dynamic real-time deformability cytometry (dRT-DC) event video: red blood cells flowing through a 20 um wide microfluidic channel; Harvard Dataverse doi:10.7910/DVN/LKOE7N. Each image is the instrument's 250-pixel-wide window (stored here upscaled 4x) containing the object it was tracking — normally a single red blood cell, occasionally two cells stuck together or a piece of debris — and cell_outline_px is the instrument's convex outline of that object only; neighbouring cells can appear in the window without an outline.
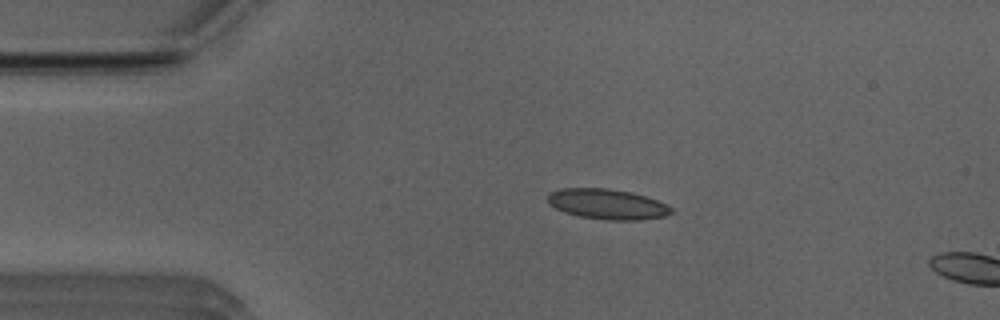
{"species": "Egyptian fruit bat (a non-hibernating species)", "species_latin": "Rousettus aegyptiacus", "temperature_condition": "room temperature", "stored_images_in_passage": 4, "camera_frame_rate_fps": 3000, "um_per_image_px": 0.085, "animal": {"sex": "male"}, "frame": {"image": 1, "passage_image": 1, "time_ms": 0.0, "image_size_px": [1000, 320], "cell_outline_px": [[672, 212], [668, 216], [636, 220], [604, 220], [580, 216], [564, 212], [548, 204], [548, 192], [560, 188], [608, 188], [632, 192], [668, 204], [672, 208]], "centroid_in_image_um": [51.61, 17.35], "position_along_channel_um": 33.4, "area_um2": 21.96}}